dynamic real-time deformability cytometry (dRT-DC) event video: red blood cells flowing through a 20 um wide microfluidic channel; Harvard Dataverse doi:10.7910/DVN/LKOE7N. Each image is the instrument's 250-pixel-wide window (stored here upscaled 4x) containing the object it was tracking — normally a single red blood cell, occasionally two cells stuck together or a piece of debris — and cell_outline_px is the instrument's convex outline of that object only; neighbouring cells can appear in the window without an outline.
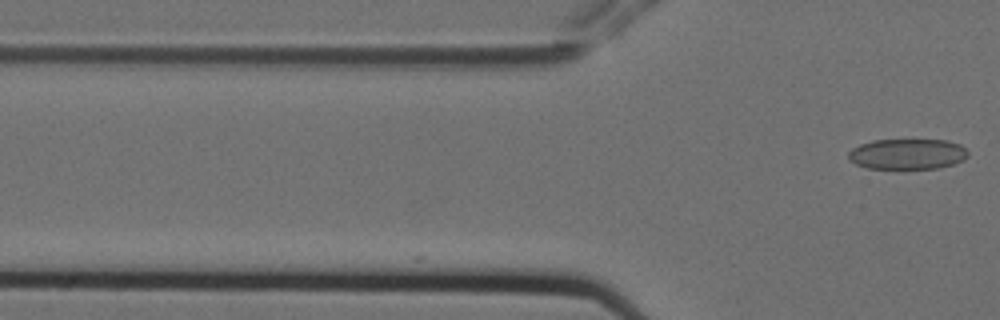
{"species": "Egyptian fruit bat (a non-hibernating species)", "species_latin": "Rousettus aegyptiacus", "temperature_condition": "cold", "stored_images_in_passage": 4, "camera_frame_rate_fps": 3000, "um_per_image_px": 0.085, "animal": {"sex": "female"}, "frame": {"image": 1, "passage_image": 4, "time_ms": 1.0, "image_size_px": [1000, 320], "cell_outline_px": [[968, 156], [964, 160], [940, 168], [868, 168], [856, 164], [848, 160], [848, 152], [852, 148], [860, 144], [872, 140], [948, 140], [960, 144], [968, 152]], "centroid_in_image_um": [77.12, 13.09], "position_along_channel_um": 48.7, "area_um2": 21.33}}